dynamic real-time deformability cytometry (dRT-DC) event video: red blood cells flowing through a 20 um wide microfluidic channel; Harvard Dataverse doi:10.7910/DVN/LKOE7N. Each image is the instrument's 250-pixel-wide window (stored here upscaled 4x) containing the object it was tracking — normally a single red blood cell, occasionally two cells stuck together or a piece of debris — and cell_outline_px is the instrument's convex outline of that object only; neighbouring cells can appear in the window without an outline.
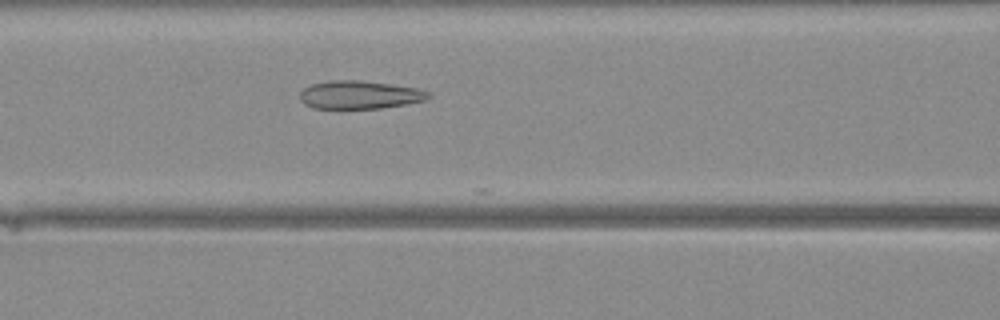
{"species": "Egyptian fruit bat (a non-hibernating species)", "species_latin": "Rousettus aegyptiacus", "temperature_condition": "warm", "stored_images_in_passage": 8, "camera_frame_rate_fps": 3000, "um_per_image_px": 0.085, "animal": {"sex": "female"}, "frame": {"image": 1, "passage_image": 5, "time_ms": 1.333, "image_size_px": [1000, 320], "cell_outline_px": [[432, 96], [424, 100], [384, 108], [312, 108], [304, 104], [300, 100], [300, 92], [304, 88], [312, 84], [332, 80], [360, 80], [416, 88], [428, 92]], "centroid_in_image_um": [30.53, 8.06], "position_along_channel_um": 136.1, "area_um2": 20.87}}
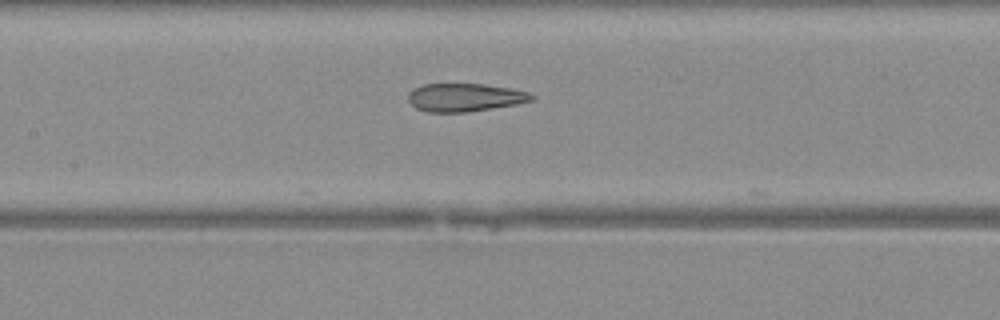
{"frame": {"image": 2, "passage_image": 7, "time_ms": 2.0, "image_size_px": [1000, 320], "cell_outline_px": [[536, 96], [532, 100], [516, 104], [492, 108], [464, 112], [428, 112], [416, 108], [408, 100], [408, 92], [412, 88], [424, 84], [484, 84], [508, 88], [528, 92]], "centroid_in_image_um": [39.47, 8.27], "position_along_channel_um": 167.9, "area_um2": 20.11}}